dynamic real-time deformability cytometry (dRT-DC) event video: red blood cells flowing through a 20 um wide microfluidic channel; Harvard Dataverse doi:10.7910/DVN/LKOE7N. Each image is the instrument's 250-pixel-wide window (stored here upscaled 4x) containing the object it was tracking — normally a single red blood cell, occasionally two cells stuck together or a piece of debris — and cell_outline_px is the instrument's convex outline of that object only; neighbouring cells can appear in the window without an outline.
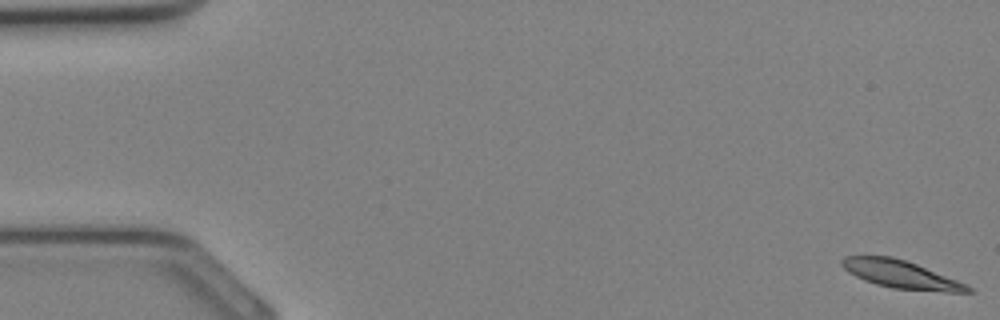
{"species": "Egyptian fruit bat (a non-hibernating species)", "species_latin": "Rousettus aegyptiacus", "temperature_condition": "cold", "stored_images_in_passage": 35, "camera_frame_rate_fps": 3000, "um_per_image_px": 0.085, "animal": {"sex": "female"}, "frame": {"image": 1, "passage_image": 1, "time_ms": 0.0, "image_size_px": [1000, 320], "cell_outline_px": [[976, 292], [944, 292], [892, 288], [876, 284], [864, 280], [848, 272], [840, 264], [840, 260], [844, 256], [892, 256], [916, 264], [956, 280], [972, 288]], "centroid_in_image_um": [76.54, 23.32], "position_along_channel_um": 8.5, "area_um2": 20.23}}
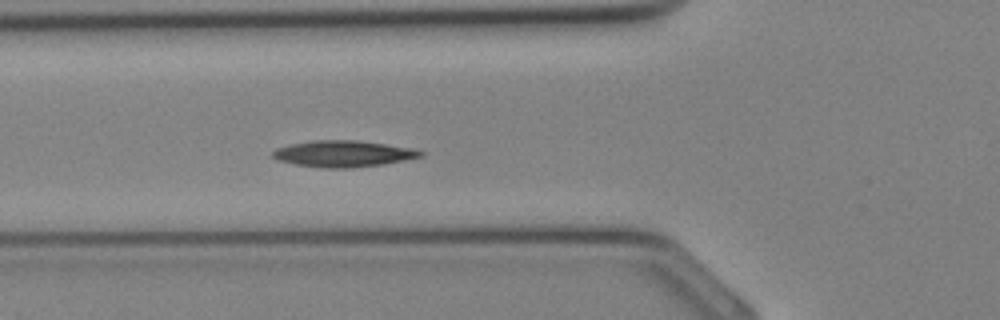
{"frame": {"image": 2, "passage_image": 13, "time_ms": 4.0, "image_size_px": [1000, 320], "cell_outline_px": [[424, 156], [384, 164], [352, 168], [324, 168], [296, 164], [276, 160], [272, 156], [272, 152], [276, 148], [292, 144], [312, 140], [356, 140], [412, 148], [424, 152]], "centroid_in_image_um": [29.17, 13.07], "position_along_channel_um": 96.6, "area_um2": 22.66}}
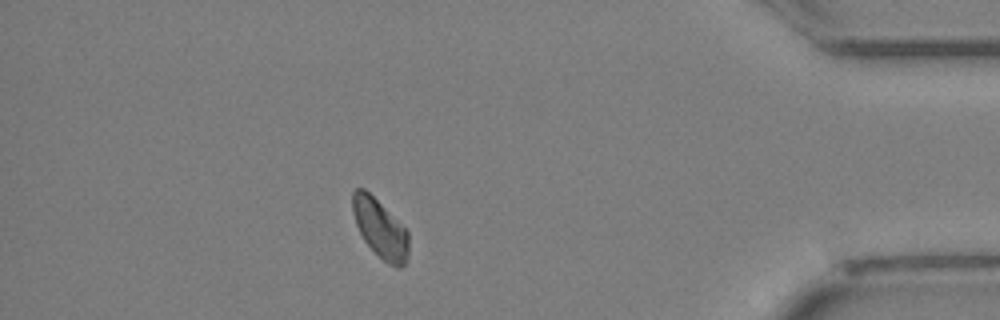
{"frame": {"image": 3, "passage_image": 31, "time_ms": 10.0, "image_size_px": [1000, 320], "cell_outline_px": [[408, 256], [404, 264], [400, 268], [396, 268], [388, 264], [364, 240], [356, 224], [352, 212], [352, 192], [356, 188], [364, 188], [408, 232]], "centroid_in_image_um": [32.3, 19.44], "position_along_channel_um": 402.9, "area_um2": 18.61}}